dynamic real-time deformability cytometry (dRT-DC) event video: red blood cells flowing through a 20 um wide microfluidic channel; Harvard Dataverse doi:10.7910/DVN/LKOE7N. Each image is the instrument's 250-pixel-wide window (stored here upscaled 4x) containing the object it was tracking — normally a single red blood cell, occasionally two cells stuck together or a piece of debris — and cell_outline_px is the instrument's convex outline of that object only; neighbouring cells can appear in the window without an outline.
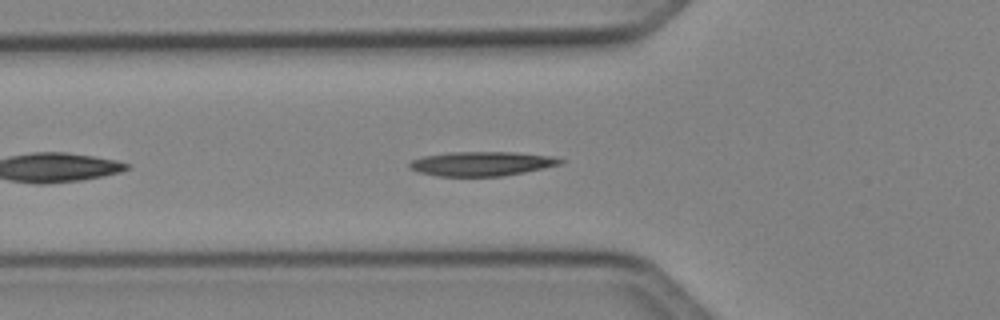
{"species": "Egyptian fruit bat (a non-hibernating species)", "species_latin": "Rousettus aegyptiacus", "temperature_condition": "cold", "stored_images_in_passage": 38, "camera_frame_rate_fps": 3000, "um_per_image_px": 0.085, "animal": {"sex": "female"}, "frame": {"image": 1, "passage_image": 5, "time_ms": 1.333, "image_size_px": [1000, 320], "cell_outline_px": [[564, 164], [524, 172], [500, 176], [436, 176], [420, 172], [408, 168], [408, 164], [412, 160], [424, 156], [448, 152], [512, 152], [552, 156], [564, 160]], "centroid_in_image_um": [40.94, 13.91], "position_along_channel_um": 84.9, "area_um2": 21.39}}
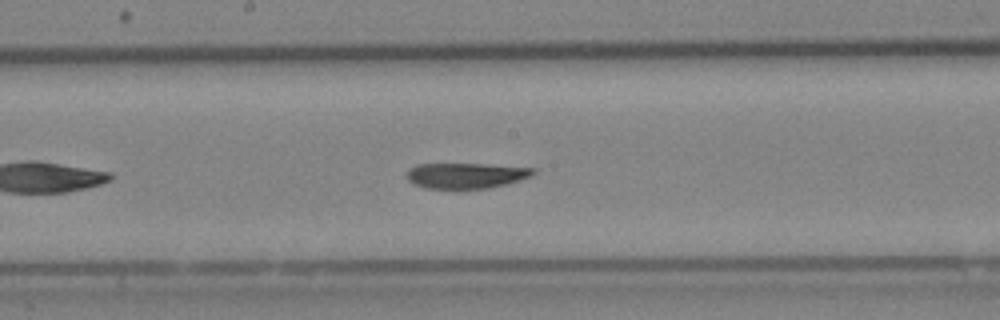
{"frame": {"image": 2, "passage_image": 14, "time_ms": 4.333, "image_size_px": [1000, 320], "cell_outline_px": [[536, 172], [532, 176], [504, 184], [488, 188], [424, 188], [412, 184], [408, 180], [408, 168], [416, 164], [484, 164], [536, 168]], "centroid_in_image_um": [39.59, 14.91], "position_along_channel_um": 208.6, "area_um2": 18.73}}
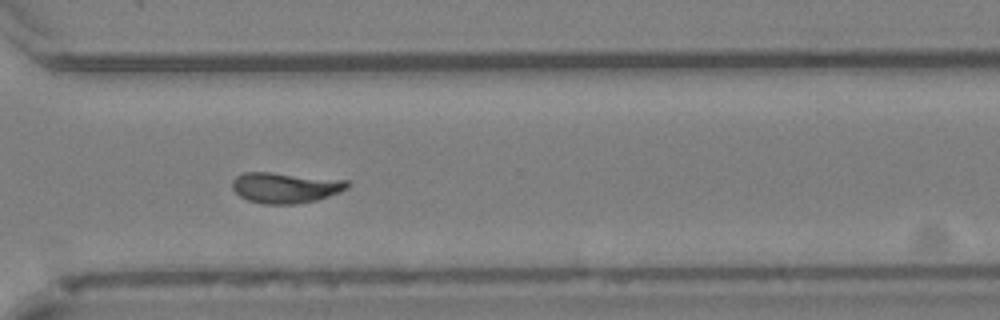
{"frame": {"image": 3, "passage_image": 24, "time_ms": 7.667, "image_size_px": [1000, 320], "cell_outline_px": [[352, 184], [348, 188], [340, 192], [316, 200], [296, 204], [264, 204], [248, 200], [240, 196], [232, 188], [232, 180], [236, 176], [244, 172], [272, 172], [348, 180]], "centroid_in_image_um": [24.27, 15.94], "position_along_channel_um": 346.3, "area_um2": 20.69}, "authors_computed_cell_mechanics": {"area_um2": 20.0566, "velocity_mm_per_s": 4.1323, "shape_relaxation_time_tau1_ms": 10.1654, "shape_relaxation_time_tau2_ms": 1.6619, "deformation_change_tau1": 0.2534, "deformation_change_tau2": 0.0868}}